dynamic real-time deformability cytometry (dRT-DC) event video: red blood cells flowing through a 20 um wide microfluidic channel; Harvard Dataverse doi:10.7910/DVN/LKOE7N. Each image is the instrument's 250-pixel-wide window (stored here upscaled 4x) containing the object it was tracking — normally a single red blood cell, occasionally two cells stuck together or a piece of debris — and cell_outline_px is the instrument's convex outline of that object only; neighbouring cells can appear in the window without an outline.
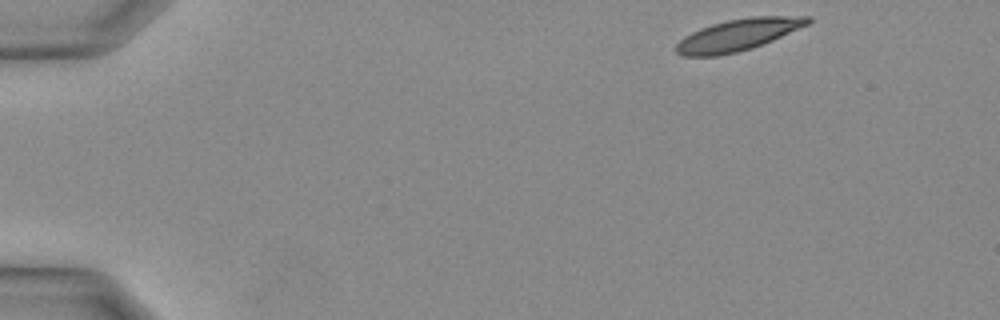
{"species": "Egyptian fruit bat (a non-hibernating species)", "species_latin": "Rousettus aegyptiacus", "temperature_condition": "warm", "stored_images_in_passage": 31, "camera_frame_rate_fps": 3000, "um_per_image_px": 0.085, "animal": {"sex": "female"}, "frame": {"image": 1, "passage_image": 1, "time_ms": 0.0, "image_size_px": [1000, 320], "cell_outline_px": [[812, 20], [808, 24], [772, 40], [752, 48], [736, 52], [716, 56], [684, 56], [676, 52], [676, 44], [684, 36], [700, 28], [712, 24], [728, 20], [752, 16], [808, 16]], "centroid_in_image_um": [62.71, 2.96], "position_along_channel_um": 22.3, "area_um2": 24.04}}
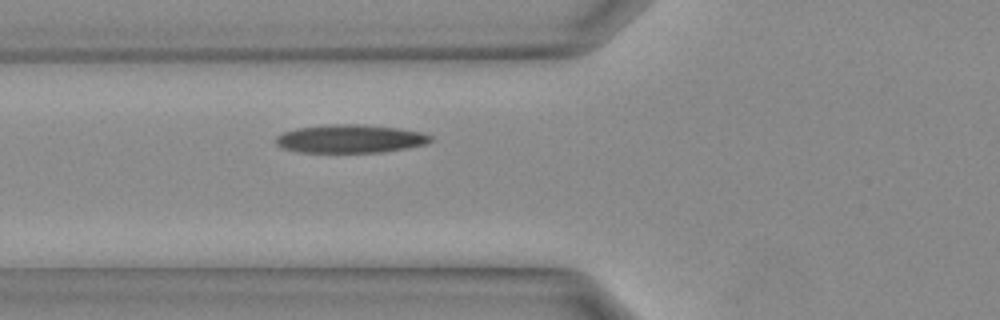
{"frame": {"image": 2, "passage_image": 10, "time_ms": 3.0, "image_size_px": [1000, 320], "cell_outline_px": [[432, 140], [424, 144], [404, 148], [380, 152], [296, 152], [284, 148], [276, 144], [276, 136], [284, 132], [296, 128], [328, 124], [356, 124], [400, 128], [424, 132], [432, 136]], "centroid_in_image_um": [29.76, 11.78], "position_along_channel_um": 96.0, "area_um2": 25.43}}
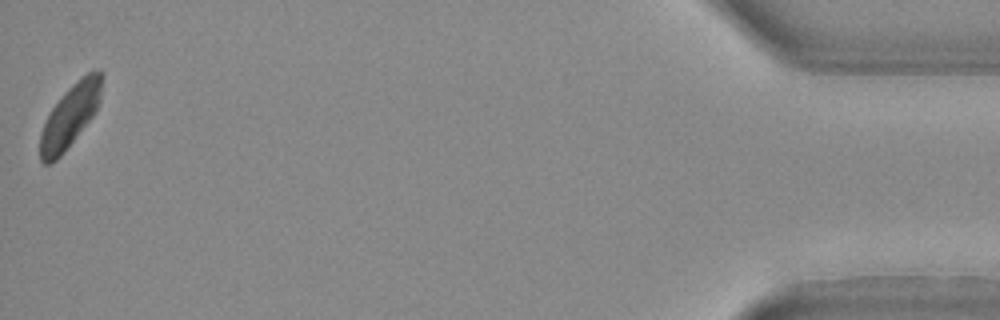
{"frame": {"image": 3, "passage_image": 31, "time_ms": 10.0, "image_size_px": [1000, 320], "cell_outline_px": [[104, 76], [100, 100], [92, 116], [60, 156], [52, 164], [44, 164], [40, 160], [40, 132], [52, 108], [64, 92], [72, 84], [88, 72], [104, 72]], "centroid_in_image_um": [5.95, 9.84], "position_along_channel_um": 429.2, "area_um2": 22.14}}